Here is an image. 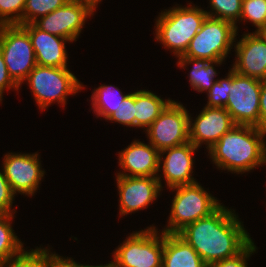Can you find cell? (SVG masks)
Wrapping results in <instances>:
<instances>
[{
    "instance_id": "cell-1",
    "label": "cell",
    "mask_w": 266,
    "mask_h": 267,
    "mask_svg": "<svg viewBox=\"0 0 266 267\" xmlns=\"http://www.w3.org/2000/svg\"><path fill=\"white\" fill-rule=\"evenodd\" d=\"M178 235L199 254L208 267L237 256L252 242L238 216L223 205L209 216L187 225Z\"/></svg>"
},
{
    "instance_id": "cell-2",
    "label": "cell",
    "mask_w": 266,
    "mask_h": 267,
    "mask_svg": "<svg viewBox=\"0 0 266 267\" xmlns=\"http://www.w3.org/2000/svg\"><path fill=\"white\" fill-rule=\"evenodd\" d=\"M266 130L251 125L233 126L210 149L213 162L222 170L244 173L266 163Z\"/></svg>"
},
{
    "instance_id": "cell-3",
    "label": "cell",
    "mask_w": 266,
    "mask_h": 267,
    "mask_svg": "<svg viewBox=\"0 0 266 267\" xmlns=\"http://www.w3.org/2000/svg\"><path fill=\"white\" fill-rule=\"evenodd\" d=\"M207 13L193 5L172 7L161 12L156 20V40L172 50L177 57L183 55L191 41L198 33Z\"/></svg>"
},
{
    "instance_id": "cell-4",
    "label": "cell",
    "mask_w": 266,
    "mask_h": 267,
    "mask_svg": "<svg viewBox=\"0 0 266 267\" xmlns=\"http://www.w3.org/2000/svg\"><path fill=\"white\" fill-rule=\"evenodd\" d=\"M176 194L172 200L169 224L162 232L178 234L187 225L209 216L221 204L199 183L170 188Z\"/></svg>"
},
{
    "instance_id": "cell-5",
    "label": "cell",
    "mask_w": 266,
    "mask_h": 267,
    "mask_svg": "<svg viewBox=\"0 0 266 267\" xmlns=\"http://www.w3.org/2000/svg\"><path fill=\"white\" fill-rule=\"evenodd\" d=\"M26 80L41 110L55 101L65 105L67 95L76 94L83 89V85L67 67L36 65Z\"/></svg>"
},
{
    "instance_id": "cell-6",
    "label": "cell",
    "mask_w": 266,
    "mask_h": 267,
    "mask_svg": "<svg viewBox=\"0 0 266 267\" xmlns=\"http://www.w3.org/2000/svg\"><path fill=\"white\" fill-rule=\"evenodd\" d=\"M236 34V26L233 23L207 16L198 33L191 39L186 52L181 56L209 61L224 60L233 42H236Z\"/></svg>"
},
{
    "instance_id": "cell-7",
    "label": "cell",
    "mask_w": 266,
    "mask_h": 267,
    "mask_svg": "<svg viewBox=\"0 0 266 267\" xmlns=\"http://www.w3.org/2000/svg\"><path fill=\"white\" fill-rule=\"evenodd\" d=\"M156 227L133 232L114 251V267H162L163 232Z\"/></svg>"
},
{
    "instance_id": "cell-8",
    "label": "cell",
    "mask_w": 266,
    "mask_h": 267,
    "mask_svg": "<svg viewBox=\"0 0 266 267\" xmlns=\"http://www.w3.org/2000/svg\"><path fill=\"white\" fill-rule=\"evenodd\" d=\"M0 51L9 75L21 86L37 65L28 32L21 25H3L0 31Z\"/></svg>"
},
{
    "instance_id": "cell-9",
    "label": "cell",
    "mask_w": 266,
    "mask_h": 267,
    "mask_svg": "<svg viewBox=\"0 0 266 267\" xmlns=\"http://www.w3.org/2000/svg\"><path fill=\"white\" fill-rule=\"evenodd\" d=\"M261 80L241 75L231 69V86L225 109L235 124L259 128Z\"/></svg>"
},
{
    "instance_id": "cell-10",
    "label": "cell",
    "mask_w": 266,
    "mask_h": 267,
    "mask_svg": "<svg viewBox=\"0 0 266 267\" xmlns=\"http://www.w3.org/2000/svg\"><path fill=\"white\" fill-rule=\"evenodd\" d=\"M146 132L159 152L185 144L189 141V113L182 104L172 101Z\"/></svg>"
},
{
    "instance_id": "cell-11",
    "label": "cell",
    "mask_w": 266,
    "mask_h": 267,
    "mask_svg": "<svg viewBox=\"0 0 266 267\" xmlns=\"http://www.w3.org/2000/svg\"><path fill=\"white\" fill-rule=\"evenodd\" d=\"M96 6L89 0H69L53 12L39 17L33 24L42 31L76 41L87 17L93 15Z\"/></svg>"
},
{
    "instance_id": "cell-12",
    "label": "cell",
    "mask_w": 266,
    "mask_h": 267,
    "mask_svg": "<svg viewBox=\"0 0 266 267\" xmlns=\"http://www.w3.org/2000/svg\"><path fill=\"white\" fill-rule=\"evenodd\" d=\"M3 172L14 194L32 196L44 177L38 153H8L3 158Z\"/></svg>"
},
{
    "instance_id": "cell-13",
    "label": "cell",
    "mask_w": 266,
    "mask_h": 267,
    "mask_svg": "<svg viewBox=\"0 0 266 267\" xmlns=\"http://www.w3.org/2000/svg\"><path fill=\"white\" fill-rule=\"evenodd\" d=\"M160 176H119L117 187L120 198V215L139 211L146 208L157 199L162 189ZM159 193V194H158Z\"/></svg>"
},
{
    "instance_id": "cell-14",
    "label": "cell",
    "mask_w": 266,
    "mask_h": 267,
    "mask_svg": "<svg viewBox=\"0 0 266 267\" xmlns=\"http://www.w3.org/2000/svg\"><path fill=\"white\" fill-rule=\"evenodd\" d=\"M192 122L189 115V141L197 148L205 143L208 150L236 125L225 108L207 106Z\"/></svg>"
},
{
    "instance_id": "cell-15",
    "label": "cell",
    "mask_w": 266,
    "mask_h": 267,
    "mask_svg": "<svg viewBox=\"0 0 266 267\" xmlns=\"http://www.w3.org/2000/svg\"><path fill=\"white\" fill-rule=\"evenodd\" d=\"M195 150H197V147L188 141L185 144L165 149L159 153V168L161 167L169 188L197 182L191 176L194 164L192 156ZM164 153H166V156L162 158Z\"/></svg>"
},
{
    "instance_id": "cell-16",
    "label": "cell",
    "mask_w": 266,
    "mask_h": 267,
    "mask_svg": "<svg viewBox=\"0 0 266 267\" xmlns=\"http://www.w3.org/2000/svg\"><path fill=\"white\" fill-rule=\"evenodd\" d=\"M236 61L232 70L259 80L266 79V43L255 33H246L235 43Z\"/></svg>"
},
{
    "instance_id": "cell-17",
    "label": "cell",
    "mask_w": 266,
    "mask_h": 267,
    "mask_svg": "<svg viewBox=\"0 0 266 267\" xmlns=\"http://www.w3.org/2000/svg\"><path fill=\"white\" fill-rule=\"evenodd\" d=\"M159 151L152 144L135 140L126 149L119 152V165L124 170L119 176H157ZM129 172V173H125Z\"/></svg>"
},
{
    "instance_id": "cell-18",
    "label": "cell",
    "mask_w": 266,
    "mask_h": 267,
    "mask_svg": "<svg viewBox=\"0 0 266 267\" xmlns=\"http://www.w3.org/2000/svg\"><path fill=\"white\" fill-rule=\"evenodd\" d=\"M29 34L37 65L67 67V52L63 37L52 35L37 28L33 23L21 25Z\"/></svg>"
},
{
    "instance_id": "cell-19",
    "label": "cell",
    "mask_w": 266,
    "mask_h": 267,
    "mask_svg": "<svg viewBox=\"0 0 266 267\" xmlns=\"http://www.w3.org/2000/svg\"><path fill=\"white\" fill-rule=\"evenodd\" d=\"M162 267H208L178 234L163 232Z\"/></svg>"
},
{
    "instance_id": "cell-20",
    "label": "cell",
    "mask_w": 266,
    "mask_h": 267,
    "mask_svg": "<svg viewBox=\"0 0 266 267\" xmlns=\"http://www.w3.org/2000/svg\"><path fill=\"white\" fill-rule=\"evenodd\" d=\"M173 100L146 90L135 92V127L148 128Z\"/></svg>"
},
{
    "instance_id": "cell-21",
    "label": "cell",
    "mask_w": 266,
    "mask_h": 267,
    "mask_svg": "<svg viewBox=\"0 0 266 267\" xmlns=\"http://www.w3.org/2000/svg\"><path fill=\"white\" fill-rule=\"evenodd\" d=\"M178 66L185 67L187 64H193L190 70V85L197 92L208 91L215 83L214 77L217 76L213 64H222L223 60L209 61L201 58H191L188 56L178 57Z\"/></svg>"
},
{
    "instance_id": "cell-22",
    "label": "cell",
    "mask_w": 266,
    "mask_h": 267,
    "mask_svg": "<svg viewBox=\"0 0 266 267\" xmlns=\"http://www.w3.org/2000/svg\"><path fill=\"white\" fill-rule=\"evenodd\" d=\"M12 218L13 214H0V267L25 251L22 241L13 232Z\"/></svg>"
},
{
    "instance_id": "cell-23",
    "label": "cell",
    "mask_w": 266,
    "mask_h": 267,
    "mask_svg": "<svg viewBox=\"0 0 266 267\" xmlns=\"http://www.w3.org/2000/svg\"><path fill=\"white\" fill-rule=\"evenodd\" d=\"M122 94L123 93L115 86H99L93 91L91 98L94 113L107 119L112 113L116 112V109L128 95Z\"/></svg>"
},
{
    "instance_id": "cell-24",
    "label": "cell",
    "mask_w": 266,
    "mask_h": 267,
    "mask_svg": "<svg viewBox=\"0 0 266 267\" xmlns=\"http://www.w3.org/2000/svg\"><path fill=\"white\" fill-rule=\"evenodd\" d=\"M210 7H212V12L206 11L207 16L229 21L238 30L236 21H239L241 16L242 0H210Z\"/></svg>"
},
{
    "instance_id": "cell-25",
    "label": "cell",
    "mask_w": 266,
    "mask_h": 267,
    "mask_svg": "<svg viewBox=\"0 0 266 267\" xmlns=\"http://www.w3.org/2000/svg\"><path fill=\"white\" fill-rule=\"evenodd\" d=\"M69 0H26L23 10V25L33 23L42 16L65 5Z\"/></svg>"
},
{
    "instance_id": "cell-26",
    "label": "cell",
    "mask_w": 266,
    "mask_h": 267,
    "mask_svg": "<svg viewBox=\"0 0 266 267\" xmlns=\"http://www.w3.org/2000/svg\"><path fill=\"white\" fill-rule=\"evenodd\" d=\"M47 248L24 251L1 267H51V253Z\"/></svg>"
},
{
    "instance_id": "cell-27",
    "label": "cell",
    "mask_w": 266,
    "mask_h": 267,
    "mask_svg": "<svg viewBox=\"0 0 266 267\" xmlns=\"http://www.w3.org/2000/svg\"><path fill=\"white\" fill-rule=\"evenodd\" d=\"M240 19L251 21L256 31L266 26V0H242Z\"/></svg>"
},
{
    "instance_id": "cell-28",
    "label": "cell",
    "mask_w": 266,
    "mask_h": 267,
    "mask_svg": "<svg viewBox=\"0 0 266 267\" xmlns=\"http://www.w3.org/2000/svg\"><path fill=\"white\" fill-rule=\"evenodd\" d=\"M26 0H0V23L23 25V10Z\"/></svg>"
},
{
    "instance_id": "cell-29",
    "label": "cell",
    "mask_w": 266,
    "mask_h": 267,
    "mask_svg": "<svg viewBox=\"0 0 266 267\" xmlns=\"http://www.w3.org/2000/svg\"><path fill=\"white\" fill-rule=\"evenodd\" d=\"M231 86V69L225 79L216 80L213 86L207 91L208 102L207 107L225 108L228 96L229 87Z\"/></svg>"
},
{
    "instance_id": "cell-30",
    "label": "cell",
    "mask_w": 266,
    "mask_h": 267,
    "mask_svg": "<svg viewBox=\"0 0 266 267\" xmlns=\"http://www.w3.org/2000/svg\"><path fill=\"white\" fill-rule=\"evenodd\" d=\"M106 120L114 121L127 127H135V92L129 93L116 112L112 113Z\"/></svg>"
},
{
    "instance_id": "cell-31",
    "label": "cell",
    "mask_w": 266,
    "mask_h": 267,
    "mask_svg": "<svg viewBox=\"0 0 266 267\" xmlns=\"http://www.w3.org/2000/svg\"><path fill=\"white\" fill-rule=\"evenodd\" d=\"M15 194L11 190L10 184L5 178L4 172L0 171V214L14 213L12 208Z\"/></svg>"
},
{
    "instance_id": "cell-32",
    "label": "cell",
    "mask_w": 266,
    "mask_h": 267,
    "mask_svg": "<svg viewBox=\"0 0 266 267\" xmlns=\"http://www.w3.org/2000/svg\"><path fill=\"white\" fill-rule=\"evenodd\" d=\"M256 251V246L252 241L241 253L237 256L229 259H224L213 263L209 267H248L246 259L250 257L252 253Z\"/></svg>"
},
{
    "instance_id": "cell-33",
    "label": "cell",
    "mask_w": 266,
    "mask_h": 267,
    "mask_svg": "<svg viewBox=\"0 0 266 267\" xmlns=\"http://www.w3.org/2000/svg\"><path fill=\"white\" fill-rule=\"evenodd\" d=\"M14 88L16 91L19 85L11 78L4 61V57L0 51V102L2 101L4 89Z\"/></svg>"
},
{
    "instance_id": "cell-34",
    "label": "cell",
    "mask_w": 266,
    "mask_h": 267,
    "mask_svg": "<svg viewBox=\"0 0 266 267\" xmlns=\"http://www.w3.org/2000/svg\"><path fill=\"white\" fill-rule=\"evenodd\" d=\"M259 128L266 130V79L261 80L259 98Z\"/></svg>"
},
{
    "instance_id": "cell-35",
    "label": "cell",
    "mask_w": 266,
    "mask_h": 267,
    "mask_svg": "<svg viewBox=\"0 0 266 267\" xmlns=\"http://www.w3.org/2000/svg\"><path fill=\"white\" fill-rule=\"evenodd\" d=\"M51 267H83V264L76 263L73 259H67L51 253Z\"/></svg>"
},
{
    "instance_id": "cell-36",
    "label": "cell",
    "mask_w": 266,
    "mask_h": 267,
    "mask_svg": "<svg viewBox=\"0 0 266 267\" xmlns=\"http://www.w3.org/2000/svg\"><path fill=\"white\" fill-rule=\"evenodd\" d=\"M260 36L261 38L265 41L266 43V26L264 27H261L258 31H256Z\"/></svg>"
},
{
    "instance_id": "cell-37",
    "label": "cell",
    "mask_w": 266,
    "mask_h": 267,
    "mask_svg": "<svg viewBox=\"0 0 266 267\" xmlns=\"http://www.w3.org/2000/svg\"><path fill=\"white\" fill-rule=\"evenodd\" d=\"M83 267H114L112 261H110V263L106 264V265H96V266H91V265H83Z\"/></svg>"
},
{
    "instance_id": "cell-38",
    "label": "cell",
    "mask_w": 266,
    "mask_h": 267,
    "mask_svg": "<svg viewBox=\"0 0 266 267\" xmlns=\"http://www.w3.org/2000/svg\"><path fill=\"white\" fill-rule=\"evenodd\" d=\"M89 1H91L95 6L99 4L98 2H101V0H89Z\"/></svg>"
}]
</instances>
